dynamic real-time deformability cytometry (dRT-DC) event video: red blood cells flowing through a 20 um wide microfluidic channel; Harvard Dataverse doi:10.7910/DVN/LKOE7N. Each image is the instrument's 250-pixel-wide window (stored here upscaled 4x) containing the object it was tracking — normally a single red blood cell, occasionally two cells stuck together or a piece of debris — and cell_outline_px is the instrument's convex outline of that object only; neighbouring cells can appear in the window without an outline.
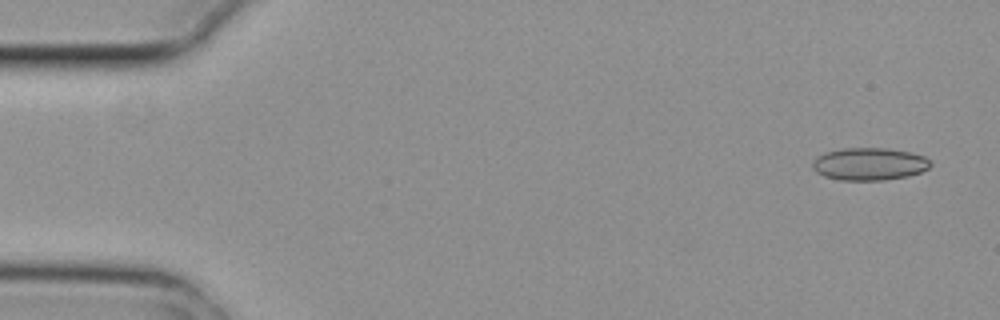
{"species": "common noctule bat (a hibernating species)", "species_latin": "Nyctalus noctula", "temperature_condition": "cold", "stored_images_in_passage": 6, "camera_frame_rate_fps": 3000, "um_per_image_px": 0.085, "animal": {"sex": "female", "body_mass_g": 29.2, "forearm_length_mm": 56.3}, "frame": {"image": 1, "passage_image": 1, "time_ms": 0.0, "image_size_px": [1000, 320], "cell_outline_px": [[932, 164], [928, 168], [920, 172], [908, 176], [884, 180], [840, 180], [824, 176], [816, 172], [812, 168], [812, 164], [816, 156], [824, 152], [844, 148], [888, 148], [912, 152], [924, 156]], "centroid_in_image_um": [73.87, 13.93], "position_along_channel_um": 11.1, "area_um2": 22.48}}
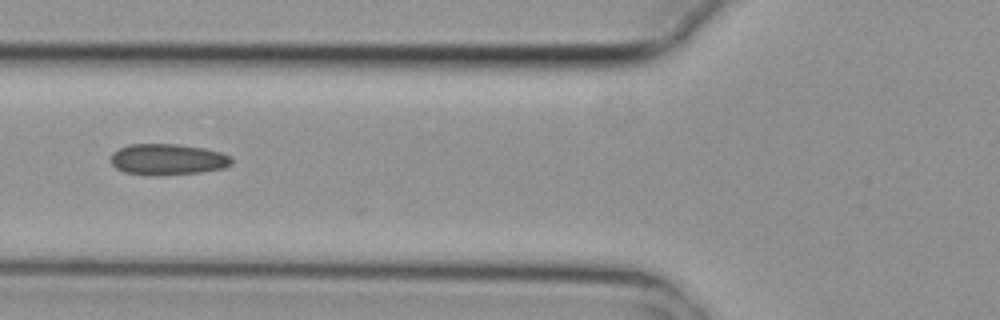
{"frame": {"image": 2, "passage_image": 6, "time_ms": 1.667, "image_size_px": [1000, 320], "cell_outline_px": [[232, 164], [224, 168], [200, 172], [160, 176], [148, 176], [124, 172], [116, 168], [112, 164], [112, 152], [128, 144], [176, 144], [204, 148], [220, 152], [232, 156]], "centroid_in_image_um": [14.26, 13.56], "position_along_channel_um": 111.5, "area_um2": 22.14}}